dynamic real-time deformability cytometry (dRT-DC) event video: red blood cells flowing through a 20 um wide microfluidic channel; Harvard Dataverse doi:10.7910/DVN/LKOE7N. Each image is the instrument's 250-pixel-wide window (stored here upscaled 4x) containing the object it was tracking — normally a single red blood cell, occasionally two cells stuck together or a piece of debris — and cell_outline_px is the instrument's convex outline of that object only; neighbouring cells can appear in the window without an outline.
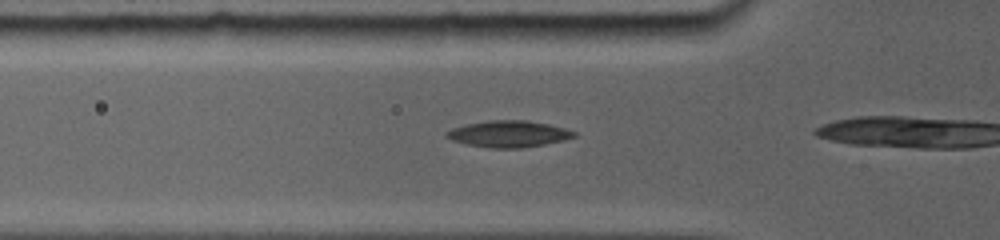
{"species": "common noctule bat (a hibernating species)", "species_latin": "Nyctalus noctula", "temperature_condition": "room temperature", "stored_images_in_passage": 21, "camera_frame_rate_fps": 5000, "um_per_image_px": 0.085, "animal": {"sex": "female", "body_mass_g": 19.0, "forearm_length_mm": 56.7}, "frame": {"image": 1, "passage_image": 3, "time_ms": 1.0, "image_size_px": [1000, 240], "cell_outline_px": [[576, 136], [544, 144], [520, 148], [492, 148], [468, 144], [456, 140], [448, 136], [448, 132], [456, 128], [468, 124], [488, 120], [524, 120], [548, 124], [576, 132]], "centroid_in_image_um": [43.29, 11.38], "position_along_channel_um": 82.5, "area_um2": 18.9}}
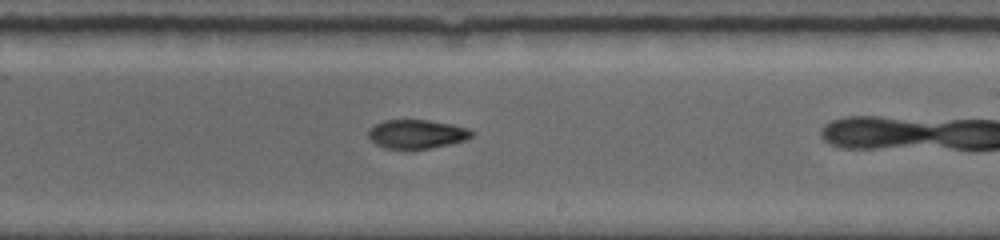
{"frame": {"image": 2, "passage_image": 11, "time_ms": 5.4, "image_size_px": [1000, 240], "cell_outline_px": [[476, 132], [468, 140], [412, 152], [384, 148], [376, 144], [368, 136], [368, 132], [376, 124], [384, 120], [428, 120], [452, 124], [468, 128]], "centroid_in_image_um": [35.46, 11.44], "position_along_channel_um": 253.5, "area_um2": 17.98}}
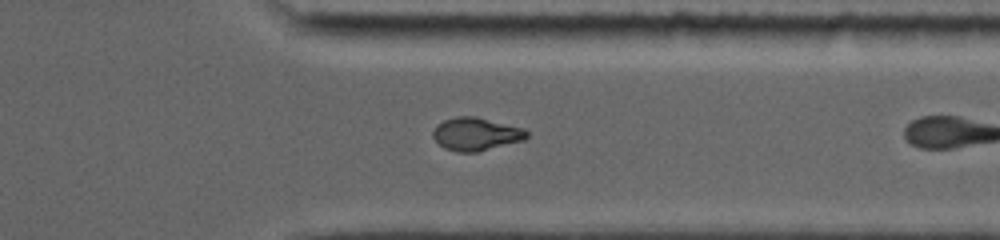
{"frame": {"image": 3, "passage_image": 17, "time_ms": 8.4, "image_size_px": [1000, 240], "cell_outline_px": [[528, 136], [524, 140], [476, 152], [456, 152], [444, 148], [432, 136], [432, 132], [436, 124], [444, 120], [456, 116], [476, 116], [524, 128], [528, 132]], "centroid_in_image_um": [40.45, 11.38], "position_along_channel_um": 371.0, "area_um2": 18.09}, "authors_computed_cell_mechanics": {"area_um2": 18.1492, "velocity_mm_per_s": 3.8913, "shape_relaxation_time_tau1_ms": null, "shape_relaxation_time_tau2_ms": 4.5991, "deformation_change_tau1": null, "deformation_change_tau2": 0.0842}}